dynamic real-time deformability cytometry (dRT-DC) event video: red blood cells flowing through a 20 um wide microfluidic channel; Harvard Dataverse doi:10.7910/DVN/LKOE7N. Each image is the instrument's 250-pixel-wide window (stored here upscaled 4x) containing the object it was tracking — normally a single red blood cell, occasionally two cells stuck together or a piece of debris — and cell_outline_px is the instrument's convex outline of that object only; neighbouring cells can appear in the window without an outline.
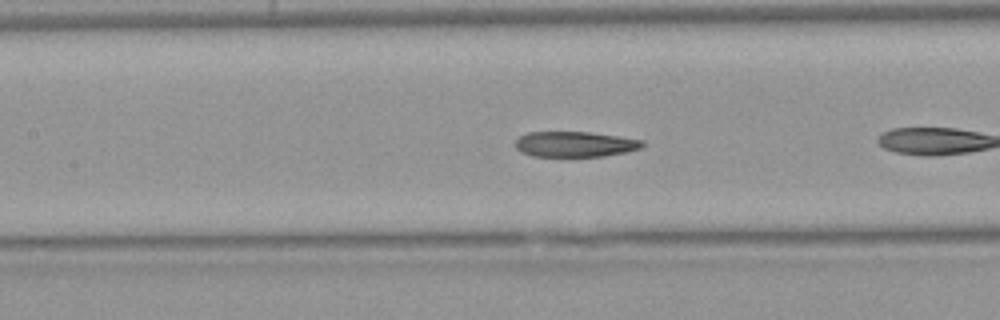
{"species": "Egyptian fruit bat (a non-hibernating species)", "species_latin": "Rousettus aegyptiacus", "temperature_condition": "warm", "stored_images_in_passage": 24, "camera_frame_rate_fps": 3000, "um_per_image_px": 0.085, "animal": {"sex": "female"}, "frame": {"image": 1, "passage_image": 8, "time_ms": 2.333, "image_size_px": [1000, 320], "cell_outline_px": [[644, 144], [640, 148], [628, 152], [604, 156], [532, 156], [520, 152], [516, 148], [516, 140], [520, 136], [528, 132], [588, 132], [620, 136], [644, 140]], "centroid_in_image_um": [48.89, 12.25], "position_along_channel_um": 158.5, "area_um2": 18.9}}
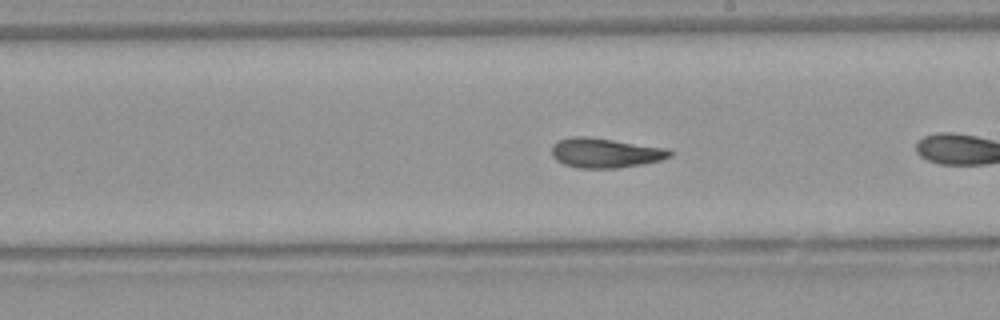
{"frame": {"image": 2, "passage_image": 14, "time_ms": 4.333, "image_size_px": [1000, 320], "cell_outline_px": [[672, 156], [660, 160], [640, 164], [616, 168], [580, 168], [564, 164], [556, 160], [552, 156], [552, 144], [560, 140], [572, 136], [588, 136], [668, 148], [672, 152]], "centroid_in_image_um": [51.43, 12.98], "position_along_channel_um": 237.6, "area_um2": 20.4}}
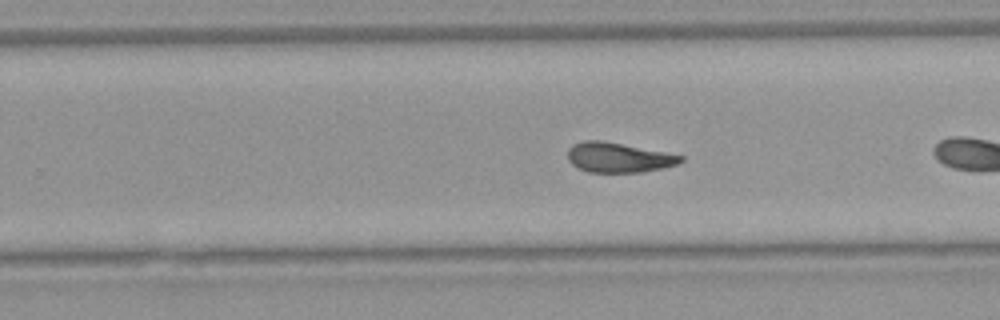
{"frame": {"image": 3, "passage_image": 17, "time_ms": 5.333, "image_size_px": [1000, 320], "cell_outline_px": [[684, 160], [676, 164], [660, 168], [640, 172], [588, 172], [572, 164], [568, 160], [568, 148], [572, 144], [584, 140], [604, 140], [684, 156]], "centroid_in_image_um": [52.53, 13.37], "position_along_channel_um": 277.3, "area_um2": 19.54}}